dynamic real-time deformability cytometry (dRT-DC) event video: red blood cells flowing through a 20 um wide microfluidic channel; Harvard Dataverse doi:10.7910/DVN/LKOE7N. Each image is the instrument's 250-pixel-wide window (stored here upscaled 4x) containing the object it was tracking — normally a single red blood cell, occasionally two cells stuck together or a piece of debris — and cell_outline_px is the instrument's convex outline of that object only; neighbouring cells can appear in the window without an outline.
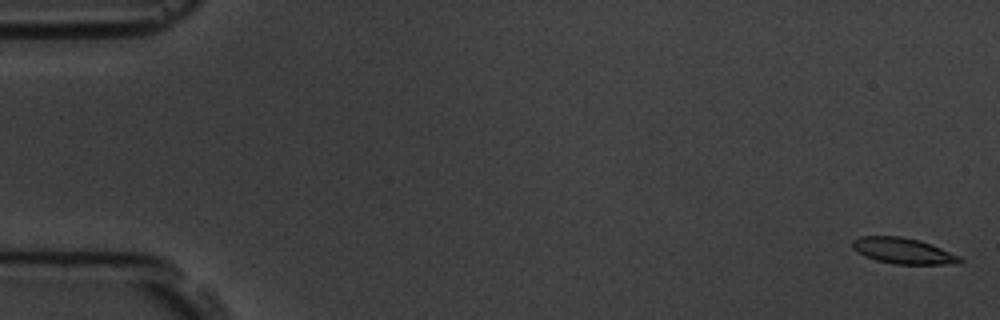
{"species": "common noctule bat (a hibernating species)", "species_latin": "Nyctalus noctula", "temperature_condition": "room temperature", "stored_images_in_passage": 9, "camera_frame_rate_fps": 3000, "um_per_image_px": 0.085, "animal": {"sex": "male", "body_mass_g": 19.5, "forearm_length_mm": 54.6}, "frame": {"image": 1, "passage_image": 1, "time_ms": 0.0, "image_size_px": [1000, 320], "cell_outline_px": [[964, 260], [960, 264], [896, 264], [876, 260], [864, 256], [856, 252], [852, 248], [852, 240], [860, 236], [900, 236], [920, 240], [960, 256]], "centroid_in_image_um": [76.75, 21.32], "position_along_channel_um": 8.2, "area_um2": 16.3}}
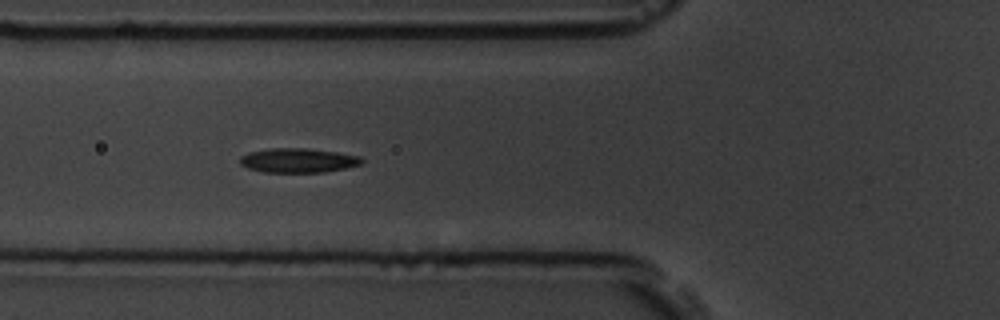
{"frame": {"image": 2, "passage_image": 6, "time_ms": 6.667, "image_size_px": [1000, 320], "cell_outline_px": [[364, 160], [360, 164], [344, 168], [324, 172], [264, 172], [248, 168], [240, 164], [240, 156], [248, 152], [272, 148], [308, 148], [336, 152], [360, 156]], "centroid_in_image_um": [25.32, 13.63], "position_along_channel_um": 100.5, "area_um2": 17.22}}
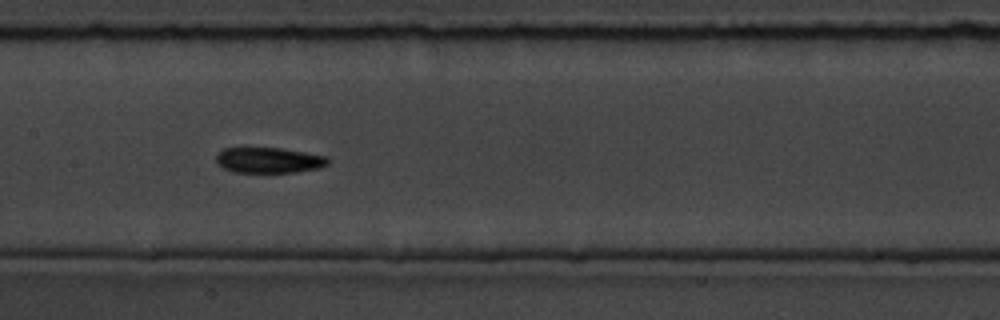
{"frame": {"image": 3, "passage_image": 8, "time_ms": 9.0, "image_size_px": [1000, 320], "cell_outline_px": [[328, 164], [320, 168], [296, 172], [232, 172], [216, 164], [216, 156], [224, 148], [244, 144], [280, 148], [328, 156]], "centroid_in_image_um": [22.78, 13.57], "position_along_channel_um": 184.6, "area_um2": 17.46}}